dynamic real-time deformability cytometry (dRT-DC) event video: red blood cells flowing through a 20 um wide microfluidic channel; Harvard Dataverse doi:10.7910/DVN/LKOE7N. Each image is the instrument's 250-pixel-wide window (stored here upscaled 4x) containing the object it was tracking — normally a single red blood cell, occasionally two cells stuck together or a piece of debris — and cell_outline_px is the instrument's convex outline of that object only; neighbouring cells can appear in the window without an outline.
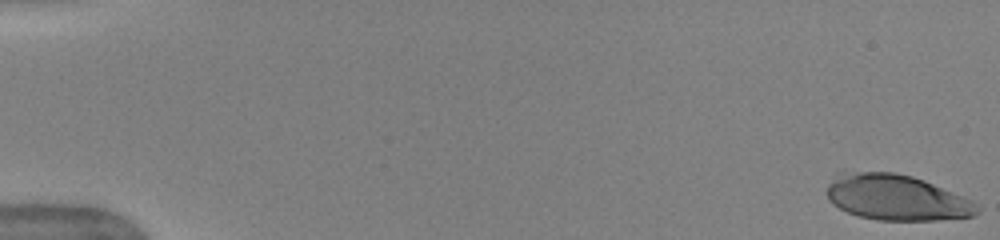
{"species": "human", "species_latin": "Homo sapiens", "temperature_condition": "warm", "stored_images_in_passage": 47, "camera_frame_rate_fps": 3000, "um_per_image_px": 0.085, "donor": {"sex": "female"}, "frame": {"image": 1, "passage_image": 1, "time_ms": 0.0, "image_size_px": [1000, 240], "cell_outline_px": [[980, 212], [972, 216], [936, 220], [876, 220], [860, 216], [848, 212], [832, 204], [828, 200], [828, 184], [836, 172], [844, 168], [896, 172], [912, 176], [924, 180], [972, 200], [980, 208]], "centroid_in_image_um": [76.12, 16.73], "position_along_channel_um": 8.9, "area_um2": 40.86}}
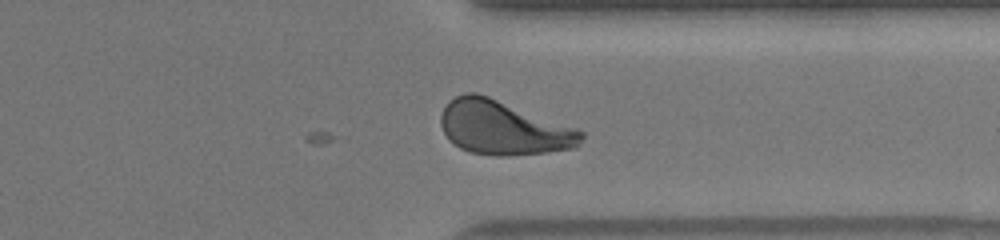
{"frame": {"image": 2, "passage_image": 41, "time_ms": 13.333, "image_size_px": [1000, 240], "cell_outline_px": [[584, 136], [580, 144], [576, 148], [548, 152], [504, 156], [496, 156], [472, 152], [460, 148], [448, 140], [440, 124], [440, 116], [448, 100], [464, 92], [476, 92], [488, 96], [576, 128], [584, 132]], "centroid_in_image_um": [42.76, 10.86], "position_along_channel_um": 368.6, "area_um2": 44.22}}
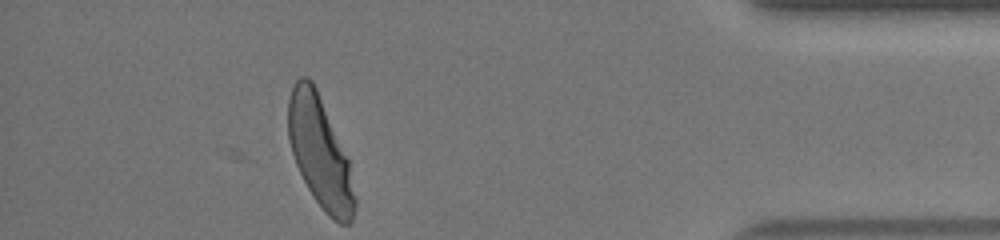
{"frame": {"image": 3, "passage_image": 47, "time_ms": 15.333, "image_size_px": [1000, 240], "cell_outline_px": [[356, 208], [352, 224], [340, 224], [328, 216], [324, 212], [308, 188], [296, 164], [288, 140], [288, 100], [292, 88], [296, 80], [300, 76], [308, 76], [312, 80], [316, 88], [348, 160], [356, 200]], "centroid_in_image_um": [27.19, 12.98], "position_along_channel_um": 408.0, "area_um2": 42.54}, "authors_computed_cell_mechanics": {"area_um2": 43.0032, "velocity_mm_per_s": 3.9544, "shape_relaxation_time_tau1_ms": 3.8887, "shape_relaxation_time_tau2_ms": null, "deformation_change_tau1": 0.2079, "deformation_change_tau2": null}}